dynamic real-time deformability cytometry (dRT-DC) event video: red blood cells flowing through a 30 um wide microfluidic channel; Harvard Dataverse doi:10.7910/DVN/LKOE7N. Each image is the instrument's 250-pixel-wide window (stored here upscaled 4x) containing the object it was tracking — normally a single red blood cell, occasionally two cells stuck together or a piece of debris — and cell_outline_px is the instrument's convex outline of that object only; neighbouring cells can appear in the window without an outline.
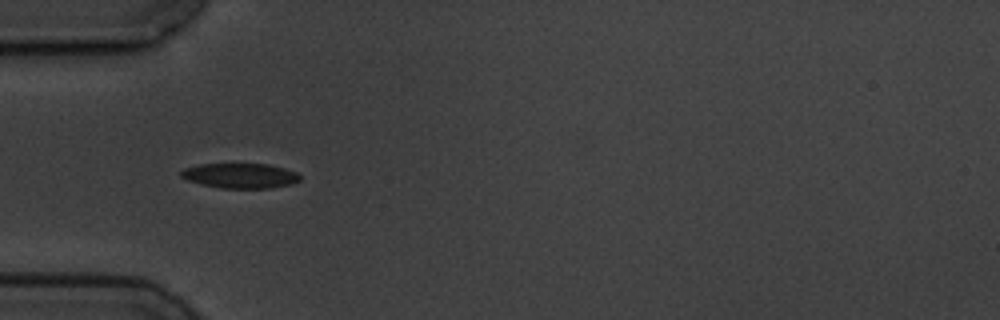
{"species": "common noctule bat (a hibernating species)", "species_latin": "Nyctalus noctula", "temperature_condition": "cold", "stored_images_in_passage": 5, "camera_frame_rate_fps": 3000, "um_per_image_px": 0.085, "animal": {"sex": "male", "body_mass_g": 19.5, "forearm_length_mm": 54.6}, "frame": {"image": 1, "passage_image": 4, "time_ms": 4.667, "image_size_px": [1000, 320], "cell_outline_px": [[300, 180], [292, 184], [268, 188], [220, 188], [188, 180], [180, 176], [180, 172], [184, 168], [200, 164], [268, 164], [284, 168], [296, 172], [300, 176]], "centroid_in_image_um": [20.43, 14.93], "position_along_channel_um": 64.6, "area_um2": 17.17}}
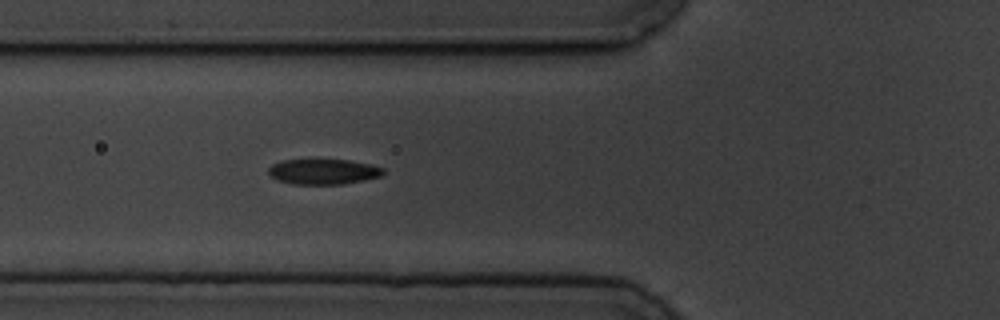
{"frame": {"image": 2, "passage_image": 5, "time_ms": 5.667, "image_size_px": [1000, 320], "cell_outline_px": [[384, 172], [380, 176], [364, 180], [344, 184], [296, 184], [276, 180], [268, 172], [268, 168], [272, 164], [280, 160], [348, 160], [368, 164], [384, 168]], "centroid_in_image_um": [27.46, 14.59], "position_along_channel_um": 98.3, "area_um2": 16.82}}